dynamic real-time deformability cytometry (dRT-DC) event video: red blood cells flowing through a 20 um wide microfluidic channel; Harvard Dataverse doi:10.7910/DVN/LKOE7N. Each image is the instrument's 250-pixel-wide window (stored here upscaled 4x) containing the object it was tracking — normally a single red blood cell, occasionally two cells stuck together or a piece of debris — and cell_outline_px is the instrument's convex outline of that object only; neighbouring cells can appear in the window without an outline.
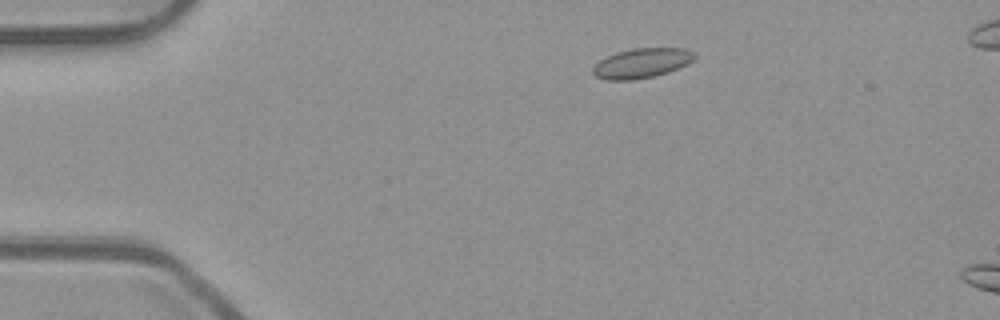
{"species": "common noctule bat (a hibernating species)", "species_latin": "Nyctalus noctula", "temperature_condition": "room temperature", "stored_images_in_passage": 12, "camera_frame_rate_fps": 3000, "um_per_image_px": 0.085, "animal": {"sex": "male", "body_mass_g": 23.1, "forearm_length_mm": 52.7}, "frame": {"image": 1, "passage_image": 7, "time_ms": 2.0, "image_size_px": [1000, 320], "cell_outline_px": [[696, 56], [688, 64], [668, 72], [652, 76], [632, 80], [608, 80], [596, 76], [592, 72], [592, 68], [600, 60], [616, 52], [632, 48], [688, 48], [696, 52]], "centroid_in_image_um": [54.58, 5.35], "position_along_channel_um": 30.4, "area_um2": 17.63}}